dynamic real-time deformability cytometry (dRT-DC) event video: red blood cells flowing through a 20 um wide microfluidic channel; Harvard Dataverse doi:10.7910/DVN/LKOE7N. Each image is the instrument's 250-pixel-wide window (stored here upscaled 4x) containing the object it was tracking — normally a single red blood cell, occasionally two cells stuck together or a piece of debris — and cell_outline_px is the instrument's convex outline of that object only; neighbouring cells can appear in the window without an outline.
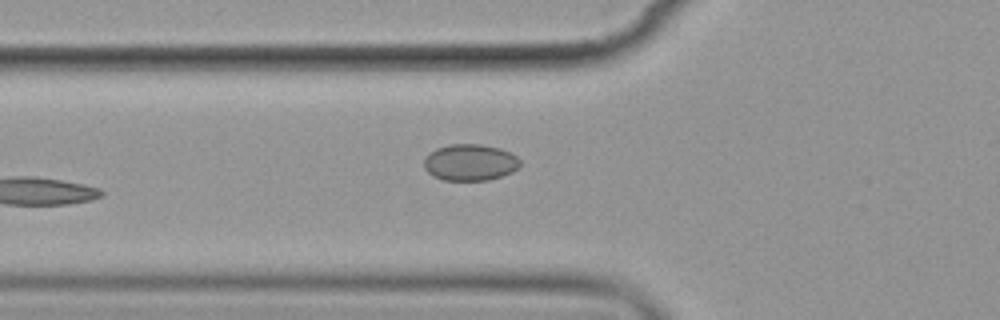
{"species": "common noctule bat (a hibernating species)", "species_latin": "Nyctalus noctula", "temperature_condition": "cold", "stored_images_in_passage": 6, "camera_frame_rate_fps": 3000, "um_per_image_px": 0.085, "animal": {"sex": "female", "body_mass_g": 19.9}, "frame": {"image": 1, "passage_image": 6, "time_ms": 6.0, "image_size_px": [1000, 320], "cell_outline_px": [[520, 168], [512, 172], [488, 180], [444, 180], [432, 176], [424, 168], [424, 160], [436, 148], [448, 144], [480, 144], [500, 148], [516, 156], [520, 160]], "centroid_in_image_um": [39.96, 13.8], "position_along_channel_um": 85.8, "area_um2": 20.4}}